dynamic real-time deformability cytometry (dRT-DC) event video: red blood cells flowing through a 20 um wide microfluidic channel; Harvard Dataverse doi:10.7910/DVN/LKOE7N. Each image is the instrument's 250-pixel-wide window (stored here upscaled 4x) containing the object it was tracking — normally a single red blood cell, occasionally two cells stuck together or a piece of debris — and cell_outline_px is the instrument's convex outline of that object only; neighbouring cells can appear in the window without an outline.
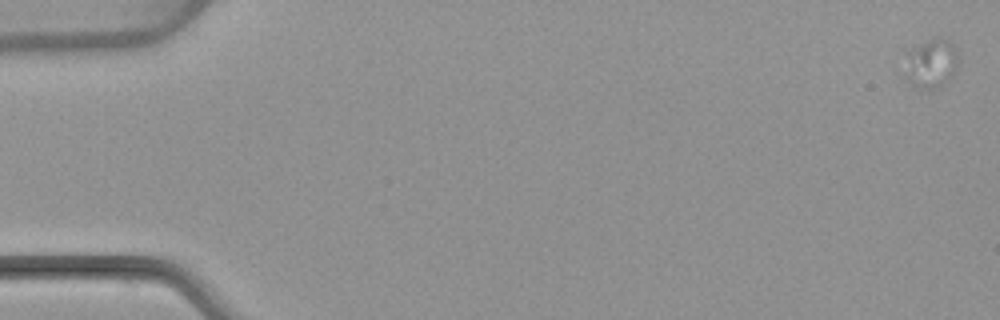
{"species": "common noctule bat (a hibernating species)", "species_latin": "Nyctalus noctula", "temperature_condition": "warm", "stored_images_in_passage": 6, "camera_frame_rate_fps": 3000, "um_per_image_px": 0.085, "animal": {"sex": "female", "body_mass_g": 22.7, "forearm_length_mm": 54.2}, "frame": {"image": 1, "passage_image": 1, "time_ms": 0.0, "image_size_px": [1000, 320], "cell_outline_px": [[956, 68], [952, 76], [944, 84], [928, 92], [916, 88], [904, 76], [904, 48], [936, 36], [940, 36], [948, 40], [956, 48]], "centroid_in_image_um": [79.04, 5.37], "position_along_channel_um": 6.0, "area_um2": 16.3}}
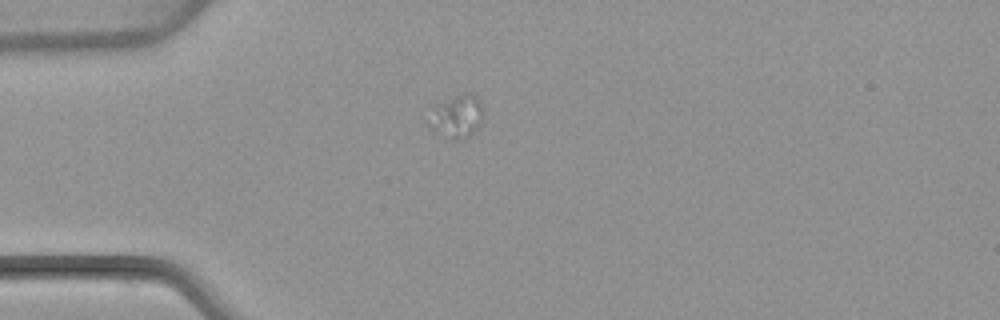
{"frame": {"image": 2, "passage_image": 4, "time_ms": 4.667, "image_size_px": [1000, 320], "cell_outline_px": [[484, 112], [480, 124], [464, 140], [460, 140], [452, 136], [432, 108], [436, 104], [464, 92], [472, 92], [480, 100], [484, 108]], "centroid_in_image_um": [39.15, 9.71], "position_along_channel_um": 45.8, "area_um2": 11.56}}